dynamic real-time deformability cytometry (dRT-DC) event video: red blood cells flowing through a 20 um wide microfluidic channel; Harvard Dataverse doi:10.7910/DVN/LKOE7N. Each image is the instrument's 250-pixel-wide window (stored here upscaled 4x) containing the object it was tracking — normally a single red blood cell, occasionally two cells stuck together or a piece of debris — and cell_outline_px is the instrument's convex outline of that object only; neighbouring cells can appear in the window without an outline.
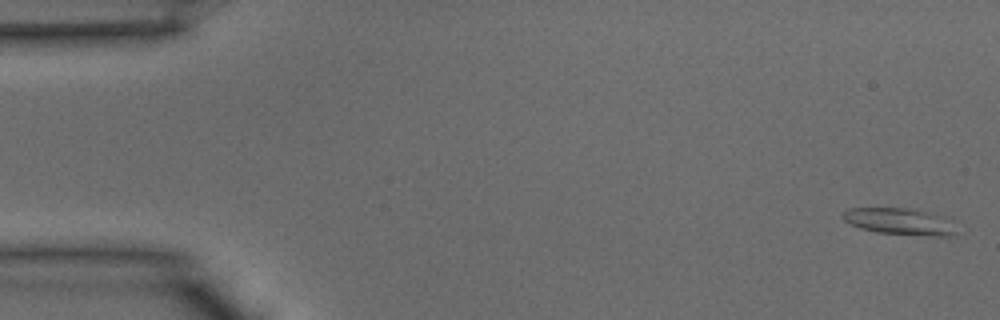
{"species": "common noctule bat (a hibernating species)", "species_latin": "Nyctalus noctula", "temperature_condition": "warm", "stored_images_in_passage": 40, "camera_frame_rate_fps": 3000, "um_per_image_px": 0.085, "animal": {"sex": "male", "body_mass_g": 15.6}, "frame": {"image": 1, "passage_image": 1, "time_ms": 0.0, "image_size_px": [1000, 320], "cell_outline_px": [[956, 232], [948, 236], [928, 236], [876, 232], [860, 228], [844, 220], [840, 216], [848, 208], [908, 208], [952, 216]], "centroid_in_image_um": [76.56, 18.81], "position_along_channel_um": 8.4, "area_um2": 18.03}}
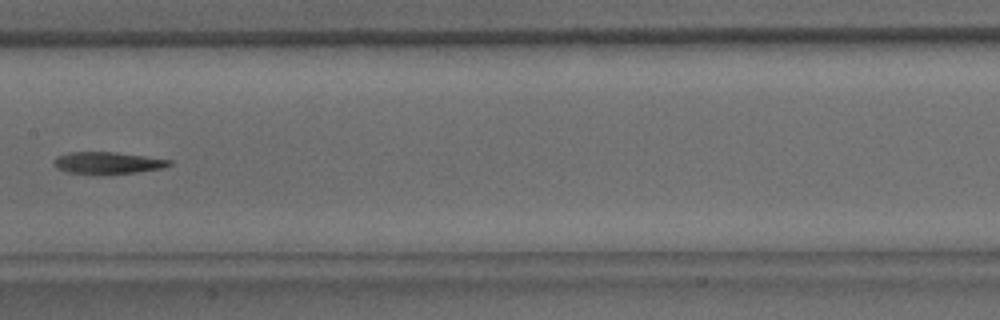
{"frame": {"image": 2, "passage_image": 20, "time_ms": 6.333, "image_size_px": [1000, 320], "cell_outline_px": [[172, 164], [164, 168], [136, 172], [96, 176], [68, 172], [56, 168], [52, 164], [52, 160], [56, 156], [68, 152], [116, 152], [172, 160]], "centroid_in_image_um": [9.09, 13.87], "position_along_channel_um": 198.3, "area_um2": 15.26}}
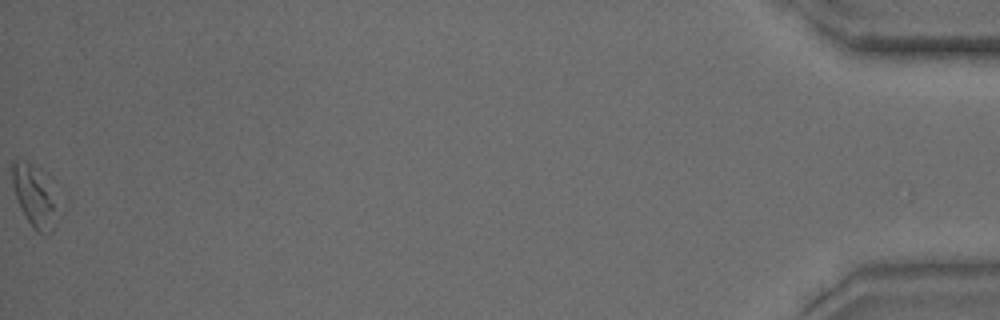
{"frame": {"image": 3, "passage_image": 40, "time_ms": 13.0, "image_size_px": [1000, 320], "cell_outline_px": [[56, 180], [52, 232], [44, 236], [36, 232], [32, 228], [24, 216], [20, 208], [12, 184], [12, 160], [28, 160], [52, 176]], "centroid_in_image_um": [2.95, 16.56], "position_along_channel_um": 432.3, "area_um2": 17.17}}